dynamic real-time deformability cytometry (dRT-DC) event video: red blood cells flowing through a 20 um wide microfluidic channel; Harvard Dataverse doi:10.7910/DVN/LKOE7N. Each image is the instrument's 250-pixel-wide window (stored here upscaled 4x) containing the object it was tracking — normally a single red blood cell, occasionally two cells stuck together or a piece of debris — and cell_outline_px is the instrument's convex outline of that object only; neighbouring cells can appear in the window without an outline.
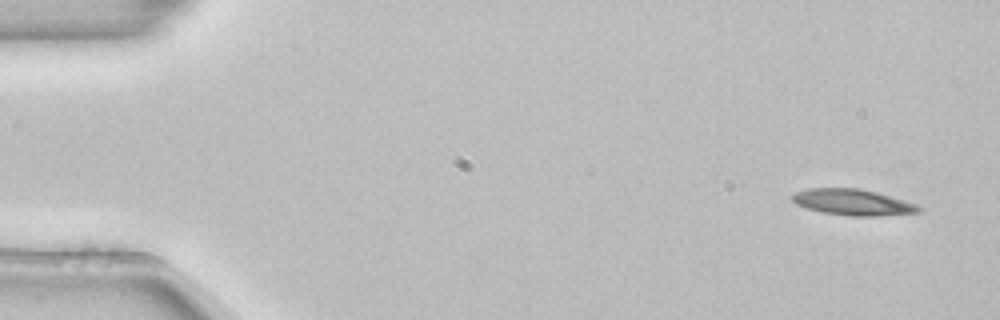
{"species": "common noctule bat (a hibernating species)", "species_latin": "Nyctalus noctula", "temperature_condition": "room temperature", "stored_images_in_passage": 4, "camera_frame_rate_fps": 3000, "um_per_image_px": 0.085, "animal": {"sex": "female", "body_mass_g": 22.7, "forearm_length_mm": 54.2}, "frame": {"image": 1, "passage_image": 1, "time_ms": 0.0, "image_size_px": [1000, 320], "cell_outline_px": [[924, 208], [920, 212], [880, 216], [852, 216], [824, 212], [808, 208], [796, 204], [792, 200], [792, 196], [796, 192], [808, 188], [856, 188], [876, 192], [916, 204]], "centroid_in_image_um": [72.52, 17.19], "position_along_channel_um": 12.5, "area_um2": 19.02}}
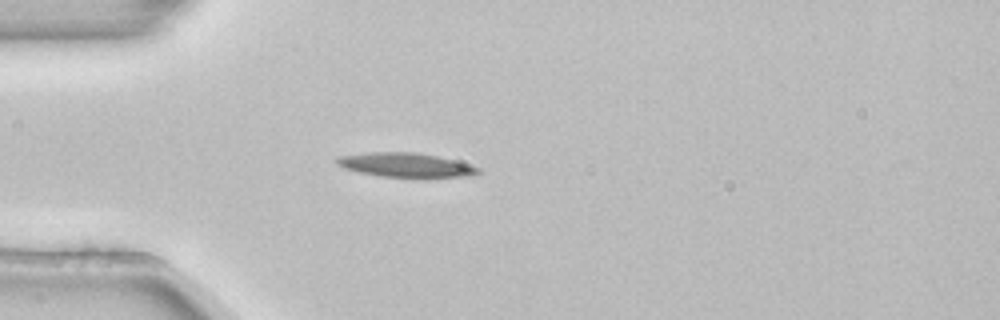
{"frame": {"image": 2, "passage_image": 4, "time_ms": 1.0, "image_size_px": [1000, 320], "cell_outline_px": [[480, 172], [472, 176], [380, 176], [360, 172], [344, 168], [336, 164], [336, 156], [368, 152], [416, 152], [436, 156], [452, 160], [480, 168]], "centroid_in_image_um": [34.39, 14.0], "position_along_channel_um": 50.6, "area_um2": 19.42}}